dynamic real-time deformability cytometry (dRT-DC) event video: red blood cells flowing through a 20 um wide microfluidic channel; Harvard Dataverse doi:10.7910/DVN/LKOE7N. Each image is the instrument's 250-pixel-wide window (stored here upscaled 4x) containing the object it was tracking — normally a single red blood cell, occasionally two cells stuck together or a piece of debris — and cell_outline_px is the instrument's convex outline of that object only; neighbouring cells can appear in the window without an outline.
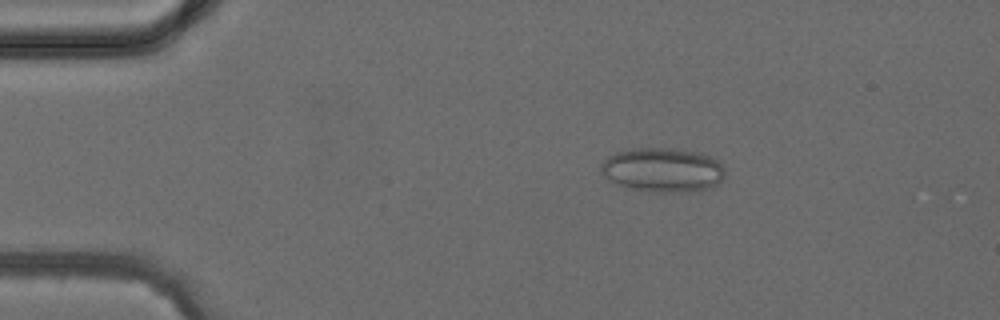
{"species": "common noctule bat (a hibernating species)", "species_latin": "Nyctalus noctula", "temperature_condition": "cold", "stored_images_in_passage": 3, "camera_frame_rate_fps": 3000, "um_per_image_px": 0.085, "animal": {"sex": "female", "body_mass_g": 24.6, "forearm_length_mm": 56.2}, "frame": {"image": 1, "passage_image": 2, "time_ms": 1.667, "image_size_px": [1000, 320], "cell_outline_px": [[724, 176], [712, 188], [680, 192], [648, 192], [624, 188], [604, 176], [600, 172], [600, 164], [608, 156], [616, 152], [632, 148], [664, 148], [700, 152], [712, 156], [724, 168]], "centroid_in_image_um": [56.29, 14.45], "position_along_channel_um": 28.7, "area_um2": 32.25}}